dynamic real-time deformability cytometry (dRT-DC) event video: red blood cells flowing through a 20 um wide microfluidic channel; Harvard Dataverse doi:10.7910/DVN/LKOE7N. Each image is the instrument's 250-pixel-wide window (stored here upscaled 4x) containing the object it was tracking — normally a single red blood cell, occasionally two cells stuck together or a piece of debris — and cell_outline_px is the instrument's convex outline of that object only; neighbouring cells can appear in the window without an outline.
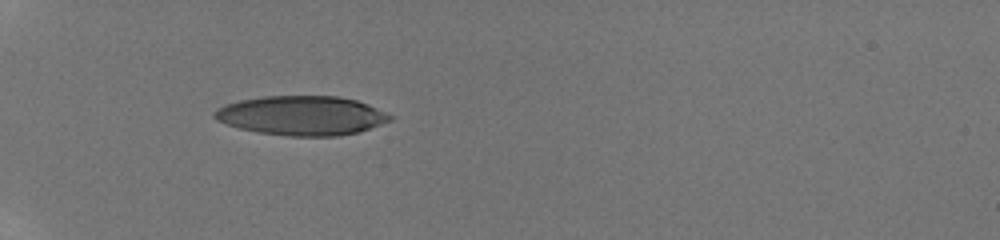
{"species": "human", "species_latin": "Homo sapiens", "temperature_condition": "room temperature", "stored_images_in_passage": 16, "camera_frame_rate_fps": 3000, "um_per_image_px": 0.085, "donor": {"sex": "male"}, "frame": {"image": 1, "passage_image": 10, "time_ms": 5.333, "image_size_px": [1000, 240], "cell_outline_px": [[392, 120], [356, 132], [340, 136], [288, 136], [260, 132], [240, 128], [216, 120], [212, 116], [212, 112], [216, 108], [224, 104], [240, 100], [260, 96], [340, 96], [356, 100], [368, 104], [392, 116]], "centroid_in_image_um": [25.6, 9.81], "position_along_channel_um": 59.4, "area_um2": 40.17}}
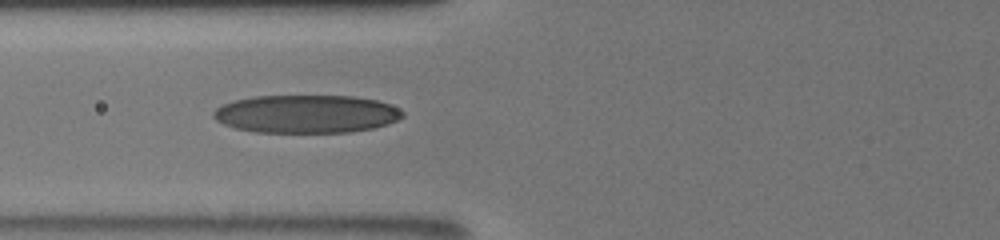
{"frame": {"image": 2, "passage_image": 14, "time_ms": 7.0, "image_size_px": [1000, 240], "cell_outline_px": [[404, 116], [388, 124], [372, 128], [348, 132], [256, 132], [236, 128], [224, 124], [216, 120], [212, 116], [212, 112], [220, 104], [232, 100], [252, 96], [352, 96], [376, 100], [388, 104], [404, 112]], "centroid_in_image_um": [25.98, 9.68], "position_along_channel_um": 99.8, "area_um2": 41.96}}
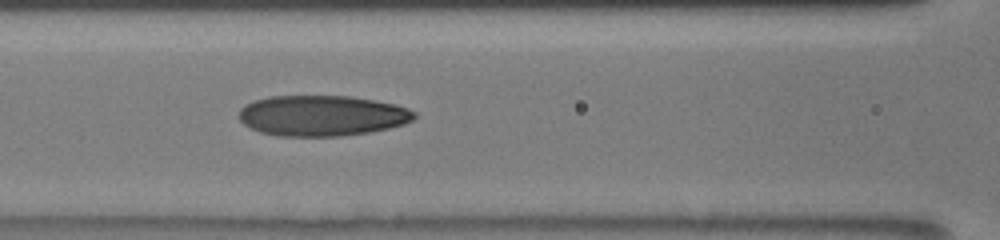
{"frame": {"image": 3, "passage_image": 16, "time_ms": 8.0, "image_size_px": [1000, 240], "cell_outline_px": [[416, 116], [412, 120], [404, 124], [388, 128], [368, 132], [340, 136], [276, 136], [260, 132], [244, 124], [240, 120], [240, 108], [244, 104], [268, 96], [348, 96], [372, 100], [392, 104], [408, 108], [416, 112]], "centroid_in_image_um": [27.35, 9.83], "position_along_channel_um": 139.3, "area_um2": 41.38}}